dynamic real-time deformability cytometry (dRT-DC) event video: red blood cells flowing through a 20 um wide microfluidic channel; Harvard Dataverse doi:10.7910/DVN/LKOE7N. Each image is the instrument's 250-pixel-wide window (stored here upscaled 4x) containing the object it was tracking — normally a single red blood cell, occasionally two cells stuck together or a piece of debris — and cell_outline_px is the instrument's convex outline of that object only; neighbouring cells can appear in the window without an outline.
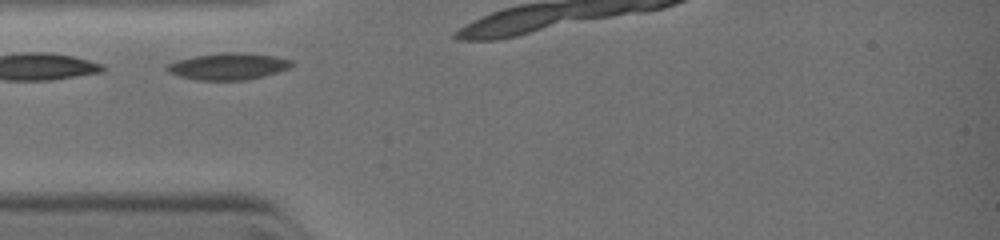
{"species": "common noctule bat (a hibernating species)", "species_latin": "Nyctalus noctula", "temperature_condition": "warm", "stored_images_in_passage": 8, "camera_frame_rate_fps": 3000, "um_per_image_px": 0.085, "animal": {"sex": "female", "body_mass_g": 19.0, "forearm_length_mm": 51.5}, "frame": {"image": 1, "passage_image": 2, "time_ms": 0.667, "image_size_px": [1000, 240], "cell_outline_px": [[292, 64], [288, 68], [264, 76], [244, 80], [196, 80], [180, 76], [168, 72], [164, 68], [168, 64], [176, 60], [196, 56], [224, 52], [232, 52], [276, 56], [292, 60]], "centroid_in_image_um": [19.37, 5.64], "position_along_channel_um": 65.6, "area_um2": 19.19}}